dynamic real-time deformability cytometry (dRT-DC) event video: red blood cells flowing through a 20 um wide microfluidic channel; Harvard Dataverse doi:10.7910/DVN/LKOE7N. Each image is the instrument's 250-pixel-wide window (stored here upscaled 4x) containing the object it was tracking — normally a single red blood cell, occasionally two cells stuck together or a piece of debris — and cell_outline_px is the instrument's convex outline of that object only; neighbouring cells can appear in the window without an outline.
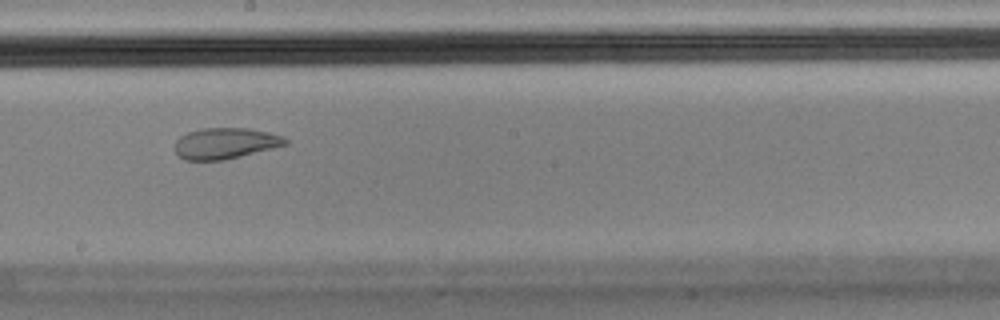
{"species": "Egyptian fruit bat (a non-hibernating species)", "species_latin": "Rousettus aegyptiacus", "temperature_condition": "cold", "stored_images_in_passage": 17, "camera_frame_rate_fps": 3000, "um_per_image_px": 0.085, "animal": {"sex": "male"}, "frame": {"image": 1, "passage_image": 10, "time_ms": 3.0, "image_size_px": [1000, 320], "cell_outline_px": [[288, 144], [224, 160], [184, 160], [176, 152], [176, 140], [180, 136], [188, 132], [200, 128], [248, 128], [268, 132], [284, 136], [288, 140]], "centroid_in_image_um": [19.16, 12.17], "position_along_channel_um": 229.0, "area_um2": 19.88}}